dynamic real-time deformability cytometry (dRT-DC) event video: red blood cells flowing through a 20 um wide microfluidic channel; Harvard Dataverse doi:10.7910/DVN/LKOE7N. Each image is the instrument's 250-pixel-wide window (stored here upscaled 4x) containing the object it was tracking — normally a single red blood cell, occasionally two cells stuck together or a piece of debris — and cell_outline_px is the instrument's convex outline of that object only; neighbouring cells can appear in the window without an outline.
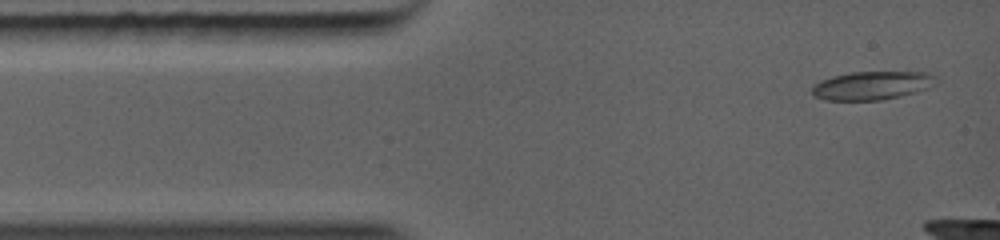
{"species": "common noctule bat (a hibernating species)", "species_latin": "Nyctalus noctula", "temperature_condition": "warm", "stored_images_in_passage": 4, "camera_frame_rate_fps": 5000, "um_per_image_px": 0.085, "animal": {"sex": "female", "body_mass_g": 19.0, "forearm_length_mm": 56.7}, "frame": {"image": 1, "passage_image": 1, "time_ms": 0.0, "image_size_px": [1000, 240], "cell_outline_px": [[932, 76], [928, 88], [916, 92], [900, 96], [880, 100], [824, 100], [816, 96], [812, 92], [812, 88], [820, 80], [832, 76], [852, 72], [924, 72]], "centroid_in_image_um": [74.02, 7.27], "position_along_channel_um": 11.0, "area_um2": 20.0}}